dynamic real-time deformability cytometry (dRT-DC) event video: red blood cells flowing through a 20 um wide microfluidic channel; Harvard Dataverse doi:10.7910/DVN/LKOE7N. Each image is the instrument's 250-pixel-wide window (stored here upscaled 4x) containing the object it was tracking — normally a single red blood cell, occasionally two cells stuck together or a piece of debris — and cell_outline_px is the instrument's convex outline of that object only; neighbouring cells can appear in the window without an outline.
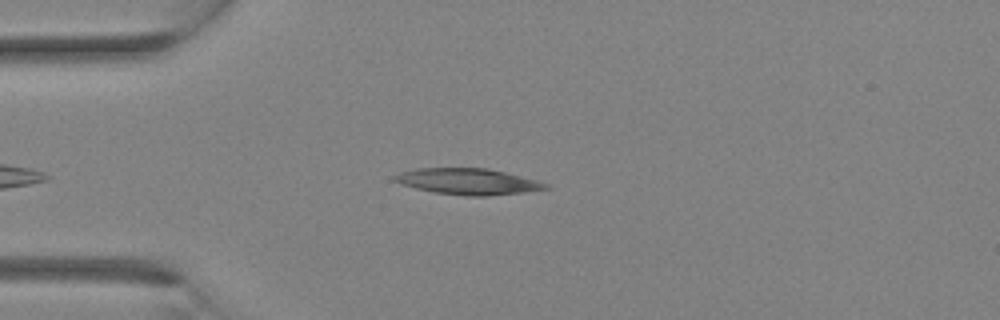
{"species": "Egyptian fruit bat (a non-hibernating species)", "species_latin": "Rousettus aegyptiacus", "temperature_condition": "room temperature", "stored_images_in_passage": 24, "camera_frame_rate_fps": 3000, "um_per_image_px": 0.085, "animal": {"sex": "female"}, "frame": {"image": 1, "passage_image": 2, "time_ms": 0.333, "image_size_px": [1000, 320], "cell_outline_px": [[552, 188], [524, 192], [488, 196], [464, 196], [436, 192], [416, 188], [400, 184], [392, 180], [392, 176], [400, 172], [416, 168], [488, 168], [536, 180], [548, 184]], "centroid_in_image_um": [39.75, 15.43], "position_along_channel_um": 45.2, "area_um2": 23.0}}
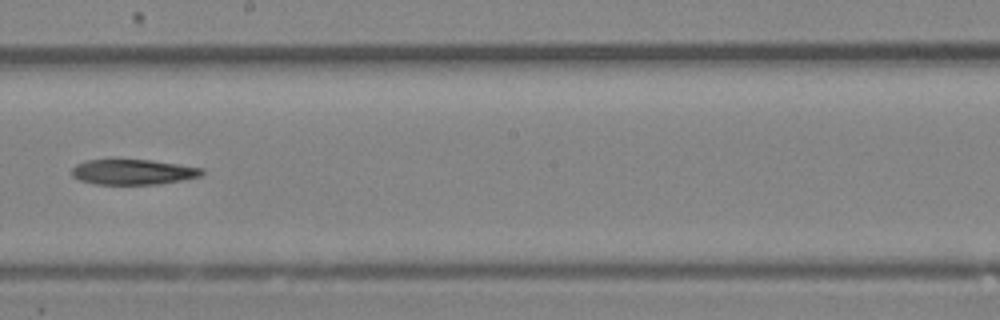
{"frame": {"image": 2, "passage_image": 12, "time_ms": 3.667, "image_size_px": [1000, 320], "cell_outline_px": [[204, 172], [200, 176], [184, 180], [156, 184], [92, 184], [80, 180], [72, 176], [72, 168], [76, 164], [88, 160], [152, 160], [204, 168]], "centroid_in_image_um": [11.32, 14.62], "position_along_channel_um": 236.9, "area_um2": 19.13}}
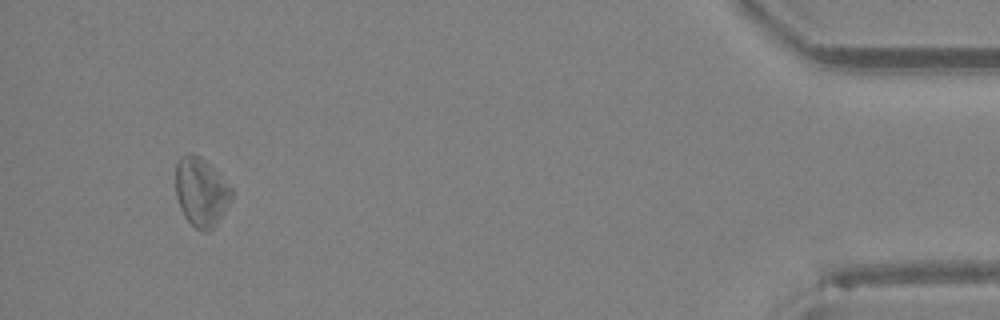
{"frame": {"image": 3, "passage_image": 24, "time_ms": 7.667, "image_size_px": [1000, 320], "cell_outline_px": [[232, 196], [224, 212], [216, 224], [208, 232], [200, 232], [184, 216], [180, 208], [176, 196], [176, 164], [180, 156], [188, 152], [192, 152], [200, 156], [232, 188]], "centroid_in_image_um": [17.07, 16.32], "position_along_channel_um": 418.1, "area_um2": 22.25}}